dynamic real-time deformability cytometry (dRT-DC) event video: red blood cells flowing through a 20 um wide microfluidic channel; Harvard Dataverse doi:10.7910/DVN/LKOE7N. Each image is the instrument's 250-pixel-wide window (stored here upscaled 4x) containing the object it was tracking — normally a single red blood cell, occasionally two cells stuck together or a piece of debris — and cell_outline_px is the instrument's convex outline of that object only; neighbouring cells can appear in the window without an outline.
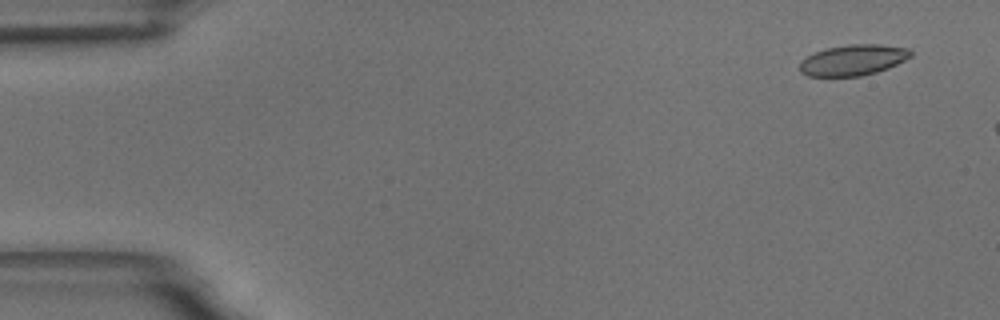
{"species": "common noctule bat (a hibernating species)", "species_latin": "Nyctalus noctula", "temperature_condition": "room temperature", "stored_images_in_passage": 10, "camera_frame_rate_fps": 3000, "um_per_image_px": 0.085, "animal": {"sex": "male", "body_mass_g": 18.8}, "frame": {"image": 1, "passage_image": 4, "time_ms": 1.0, "image_size_px": [1000, 320], "cell_outline_px": [[912, 56], [888, 68], [876, 72], [860, 76], [808, 76], [800, 72], [800, 60], [824, 48], [848, 44], [876, 44], [908, 48], [912, 52]], "centroid_in_image_um": [72.5, 5.1], "position_along_channel_um": 12.5, "area_um2": 19.88}}